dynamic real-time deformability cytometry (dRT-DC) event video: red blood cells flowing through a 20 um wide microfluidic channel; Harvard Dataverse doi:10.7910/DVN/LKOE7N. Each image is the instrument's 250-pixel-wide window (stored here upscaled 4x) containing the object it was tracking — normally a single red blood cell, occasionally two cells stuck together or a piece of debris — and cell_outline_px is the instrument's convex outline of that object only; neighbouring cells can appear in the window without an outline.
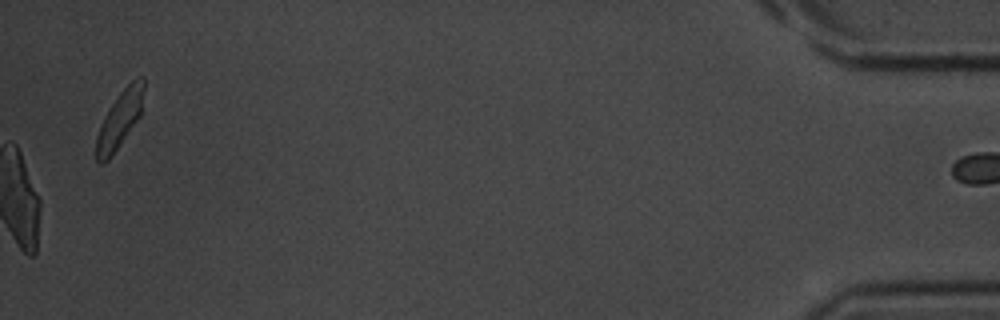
{"species": "common noctule bat (a hibernating species)", "species_latin": "Nyctalus noctula", "temperature_condition": "room temperature", "stored_images_in_passage": 43, "camera_frame_rate_fps": 3000, "um_per_image_px": 0.085, "animal": {"sex": "male", "body_mass_g": 20.1, "forearm_length_mm": 53.5}, "frame": {"image": 1, "passage_image": 43, "time_ms": 14.0, "image_size_px": [1000, 320], "cell_outline_px": [[144, 88], [140, 116], [120, 144], [108, 160], [100, 164], [96, 160], [96, 136], [100, 124], [104, 116], [120, 92], [136, 76], [144, 76]], "centroid_in_image_um": [10.17, 10.13], "position_along_channel_um": 425.0, "area_um2": 15.61}}